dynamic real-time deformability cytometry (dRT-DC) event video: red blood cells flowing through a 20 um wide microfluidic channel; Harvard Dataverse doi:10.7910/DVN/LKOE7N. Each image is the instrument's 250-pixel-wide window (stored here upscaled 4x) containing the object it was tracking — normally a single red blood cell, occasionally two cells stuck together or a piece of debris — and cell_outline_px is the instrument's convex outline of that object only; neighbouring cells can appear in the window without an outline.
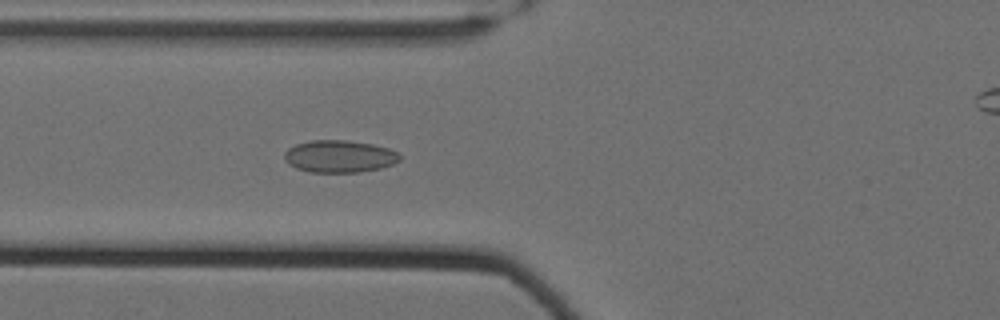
{"species": "Egyptian fruit bat (a non-hibernating species)", "species_latin": "Rousettus aegyptiacus", "temperature_condition": "cold", "stored_images_in_passage": 27, "camera_frame_rate_fps": 3000, "um_per_image_px": 0.085, "animal": {"sex": "female"}, "frame": {"image": 1, "passage_image": 26, "time_ms": 8.333, "image_size_px": [1000, 320], "cell_outline_px": [[400, 160], [392, 164], [380, 168], [360, 172], [308, 172], [296, 168], [288, 164], [284, 160], [284, 152], [288, 148], [296, 144], [312, 140], [344, 140], [372, 144], [388, 148], [396, 152], [400, 156]], "centroid_in_image_um": [28.81, 13.29], "position_along_channel_um": 97.0, "area_um2": 21.68}}